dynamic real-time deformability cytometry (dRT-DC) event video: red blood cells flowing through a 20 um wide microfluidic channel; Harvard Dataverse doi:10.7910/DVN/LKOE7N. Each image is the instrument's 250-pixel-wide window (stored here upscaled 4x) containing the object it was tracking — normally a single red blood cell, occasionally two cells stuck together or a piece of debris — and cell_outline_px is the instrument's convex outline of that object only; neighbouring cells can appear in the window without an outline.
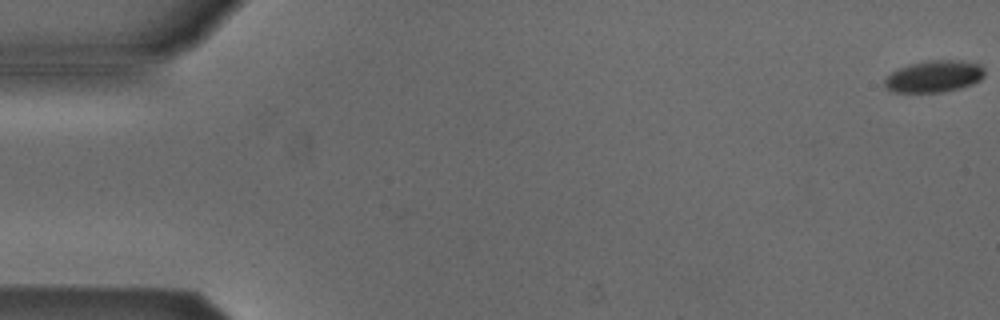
{"species": "Egyptian fruit bat (a non-hibernating species)", "species_latin": "Rousettus aegyptiacus", "temperature_condition": "cold", "stored_images_in_passage": 5, "camera_frame_rate_fps": 3000, "um_per_image_px": 0.085, "animal": {"sex": "male"}, "frame": {"image": 1, "passage_image": 1, "time_ms": 0.0, "image_size_px": [1000, 320], "cell_outline_px": [[984, 76], [980, 80], [972, 84], [940, 92], [892, 92], [884, 88], [884, 80], [892, 72], [908, 64], [924, 60], [964, 60], [980, 64], [984, 68]], "centroid_in_image_um": [79.38, 6.47], "position_along_channel_um": 5.6, "area_um2": 18.61}}
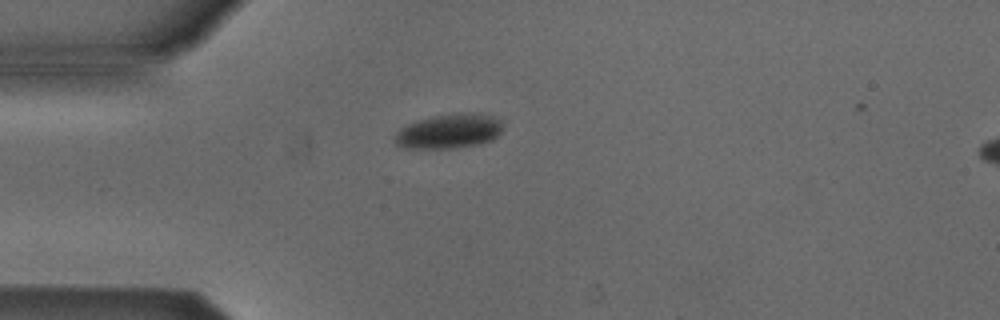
{"frame": {"image": 2, "passage_image": 4, "time_ms": 1.0, "image_size_px": [1000, 320], "cell_outline_px": [[500, 132], [492, 140], [480, 144], [456, 148], [400, 148], [396, 144], [396, 132], [400, 128], [408, 124], [432, 116], [480, 112], [492, 116], [500, 120]], "centroid_in_image_um": [38.16, 11.17], "position_along_channel_um": 46.8, "area_um2": 21.5}}